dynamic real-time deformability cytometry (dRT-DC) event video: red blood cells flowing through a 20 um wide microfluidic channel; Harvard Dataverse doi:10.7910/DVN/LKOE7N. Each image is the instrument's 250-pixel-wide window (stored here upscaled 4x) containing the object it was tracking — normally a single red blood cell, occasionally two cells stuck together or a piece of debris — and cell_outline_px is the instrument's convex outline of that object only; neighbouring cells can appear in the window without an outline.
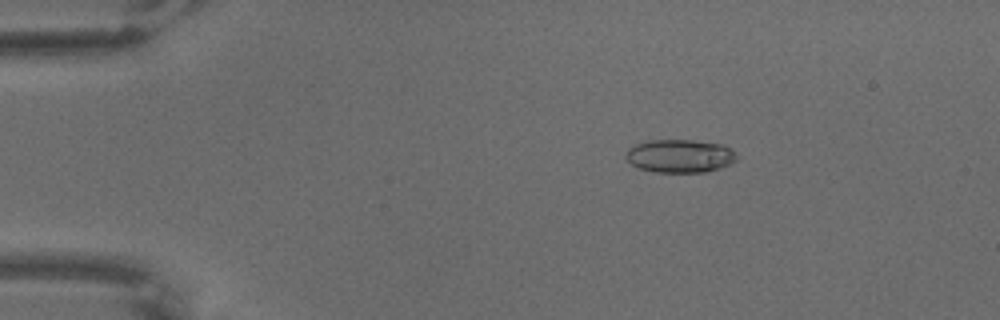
{"species": "common noctule bat (a hibernating species)", "species_latin": "Nyctalus noctula", "temperature_condition": "warm", "stored_images_in_passage": 66, "camera_frame_rate_fps": 3000, "um_per_image_px": 0.085, "animal": {"sex": "male", "body_mass_g": 18.8}, "frame": {"image": 1, "passage_image": 12, "time_ms": 3.667, "image_size_px": [1000, 320], "cell_outline_px": [[736, 160], [720, 168], [704, 172], [656, 172], [640, 168], [632, 164], [624, 156], [628, 148], [636, 144], [648, 140], [692, 140], [724, 144], [736, 156]], "centroid_in_image_um": [57.76, 13.25], "position_along_channel_um": 27.2, "area_um2": 21.27}}
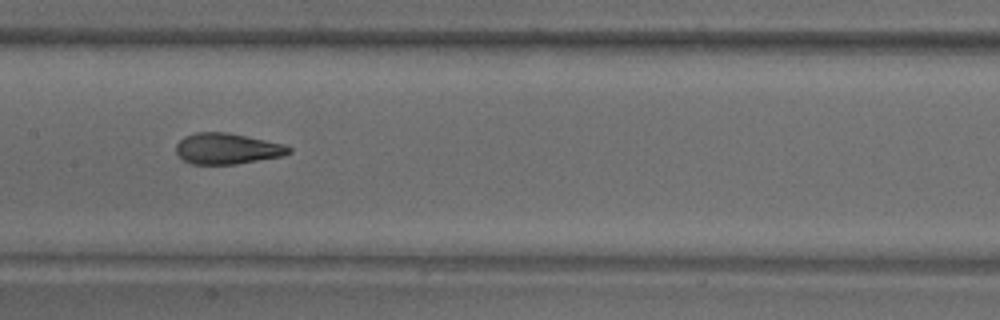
{"frame": {"image": 2, "passage_image": 34, "time_ms": 11.0, "image_size_px": [1000, 320], "cell_outline_px": [[292, 152], [280, 156], [236, 164], [192, 164], [184, 160], [176, 152], [176, 144], [184, 136], [196, 132], [228, 132], [284, 144], [292, 148]], "centroid_in_image_um": [19.3, 12.63], "position_along_channel_um": 188.1, "area_um2": 20.23}}
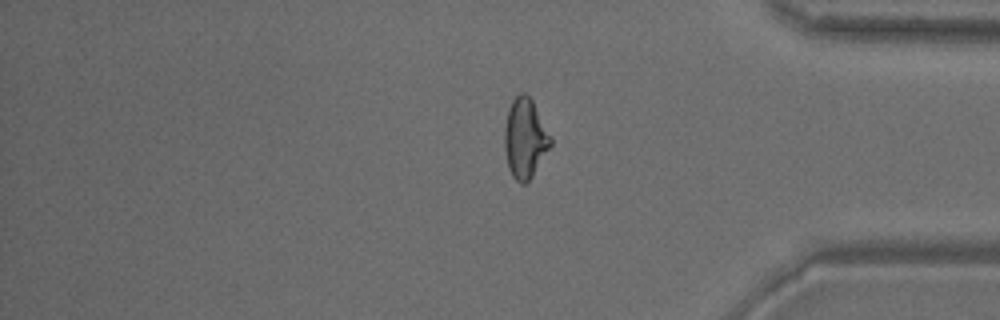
{"frame": {"image": 3, "passage_image": 55, "time_ms": 18.0, "image_size_px": [1000, 320], "cell_outline_px": [[552, 144], [532, 176], [524, 184], [520, 184], [512, 176], [508, 168], [504, 148], [504, 128], [508, 108], [512, 100], [520, 92], [524, 92], [532, 100], [552, 136]], "centroid_in_image_um": [44.62, 11.75], "position_along_channel_um": 390.6, "area_um2": 21.56}}